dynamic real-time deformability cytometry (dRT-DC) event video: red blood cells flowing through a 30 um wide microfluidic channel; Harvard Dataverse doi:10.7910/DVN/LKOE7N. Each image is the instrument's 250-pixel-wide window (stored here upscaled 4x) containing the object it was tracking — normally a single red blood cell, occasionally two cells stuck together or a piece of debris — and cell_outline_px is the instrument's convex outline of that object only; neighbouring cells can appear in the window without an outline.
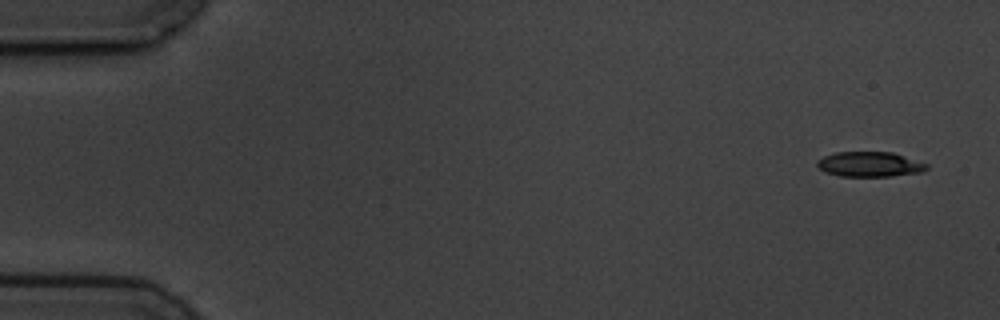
{"species": "common noctule bat (a hibernating species)", "species_latin": "Nyctalus noctula", "temperature_condition": "cold", "stored_images_in_passage": 6, "camera_frame_rate_fps": 3000, "um_per_image_px": 0.085, "animal": {"sex": "male", "body_mass_g": 19.5, "forearm_length_mm": 54.6}, "frame": {"image": 1, "passage_image": 1, "time_ms": 0.0, "image_size_px": [1000, 320], "cell_outline_px": [[928, 168], [924, 172], [892, 176], [840, 176], [824, 172], [816, 164], [816, 160], [824, 156], [836, 152], [892, 152], [928, 164]], "centroid_in_image_um": [73.92, 13.97], "position_along_channel_um": 11.1, "area_um2": 16.01}}